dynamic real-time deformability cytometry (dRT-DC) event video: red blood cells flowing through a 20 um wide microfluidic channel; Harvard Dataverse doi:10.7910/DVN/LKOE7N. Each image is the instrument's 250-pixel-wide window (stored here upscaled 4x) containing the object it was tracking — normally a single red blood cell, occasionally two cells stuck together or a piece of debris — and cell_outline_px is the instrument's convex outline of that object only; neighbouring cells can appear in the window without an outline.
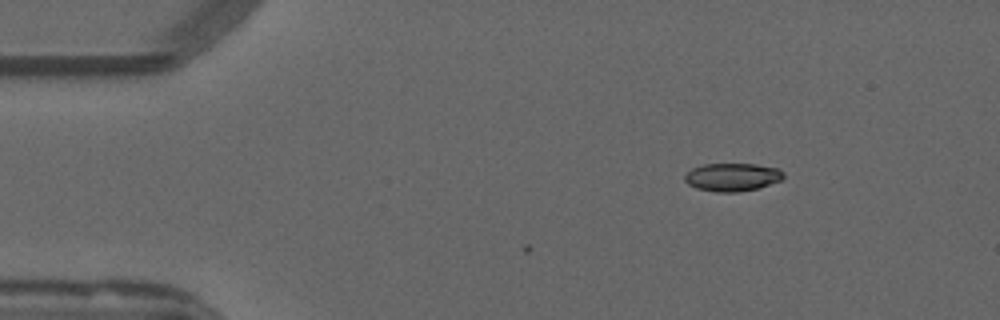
{"species": "common noctule bat (a hibernating species)", "species_latin": "Nyctalus noctula", "temperature_condition": "warm", "stored_images_in_passage": 3, "camera_frame_rate_fps": 3000, "um_per_image_px": 0.085, "animal": {"sex": "male", "forearm_length_mm": 52.5}, "frame": {"image": 1, "passage_image": 3, "time_ms": 0.667, "image_size_px": [1000, 320], "cell_outline_px": [[784, 176], [780, 180], [756, 188], [736, 192], [716, 192], [696, 188], [688, 184], [684, 180], [684, 176], [692, 168], [704, 164], [756, 164], [776, 168], [784, 172]], "centroid_in_image_um": [62.21, 15.05], "position_along_channel_um": 22.8, "area_um2": 15.95}}